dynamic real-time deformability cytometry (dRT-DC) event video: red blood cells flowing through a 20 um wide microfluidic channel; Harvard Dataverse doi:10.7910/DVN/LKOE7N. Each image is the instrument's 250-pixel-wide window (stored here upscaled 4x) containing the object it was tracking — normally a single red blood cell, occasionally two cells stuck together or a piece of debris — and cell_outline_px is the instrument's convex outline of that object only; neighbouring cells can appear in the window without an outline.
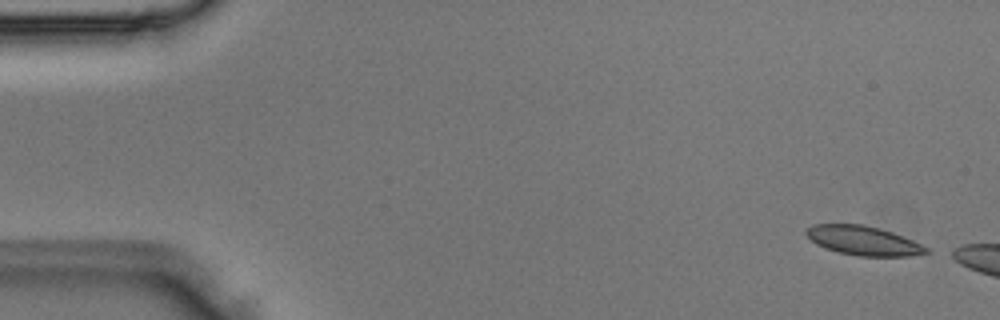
{"species": "Egyptian fruit bat (a non-hibernating species)", "species_latin": "Rousettus aegyptiacus", "temperature_condition": "room temperature", "stored_images_in_passage": 4, "camera_frame_rate_fps": 3000, "um_per_image_px": 0.085, "animal": {"sex": "male"}, "frame": {"image": 1, "passage_image": 1, "time_ms": 0.0, "image_size_px": [1000, 320], "cell_outline_px": [[932, 252], [908, 256], [860, 256], [840, 252], [816, 244], [804, 232], [812, 224], [864, 224], [892, 232], [912, 240], [928, 248]], "centroid_in_image_um": [73.4, 20.45], "position_along_channel_um": 11.6, "area_um2": 20.17}}